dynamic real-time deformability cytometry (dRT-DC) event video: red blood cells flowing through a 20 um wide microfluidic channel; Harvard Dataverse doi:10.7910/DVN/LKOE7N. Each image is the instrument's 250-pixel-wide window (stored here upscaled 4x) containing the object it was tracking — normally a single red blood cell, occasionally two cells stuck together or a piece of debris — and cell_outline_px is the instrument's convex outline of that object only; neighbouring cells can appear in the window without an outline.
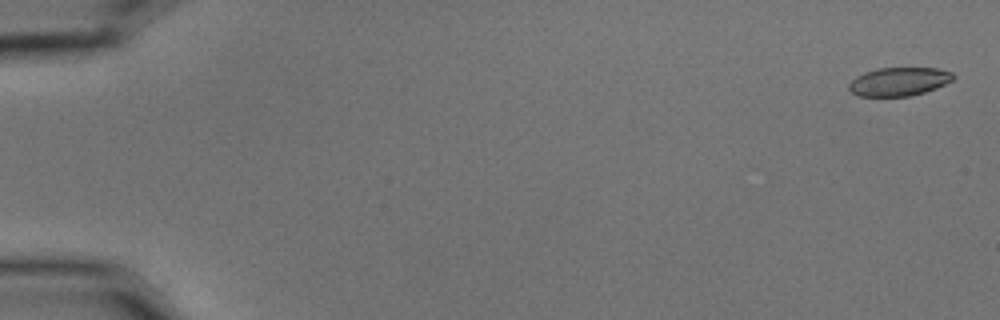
{"species": "common noctule bat (a hibernating species)", "species_latin": "Nyctalus noctula", "temperature_condition": "cold", "stored_images_in_passage": 4, "camera_frame_rate_fps": 3000, "um_per_image_px": 0.085, "animal": {"sex": "male", "body_mass_g": 15.6}, "frame": {"image": 1, "passage_image": 1, "time_ms": 0.0, "image_size_px": [1000, 320], "cell_outline_px": [[956, 76], [952, 80], [936, 88], [924, 92], [908, 96], [856, 96], [848, 88], [848, 84], [856, 76], [864, 72], [880, 68], [936, 68], [952, 72]], "centroid_in_image_um": [76.4, 6.93], "position_along_channel_um": 8.6, "area_um2": 17.28}}